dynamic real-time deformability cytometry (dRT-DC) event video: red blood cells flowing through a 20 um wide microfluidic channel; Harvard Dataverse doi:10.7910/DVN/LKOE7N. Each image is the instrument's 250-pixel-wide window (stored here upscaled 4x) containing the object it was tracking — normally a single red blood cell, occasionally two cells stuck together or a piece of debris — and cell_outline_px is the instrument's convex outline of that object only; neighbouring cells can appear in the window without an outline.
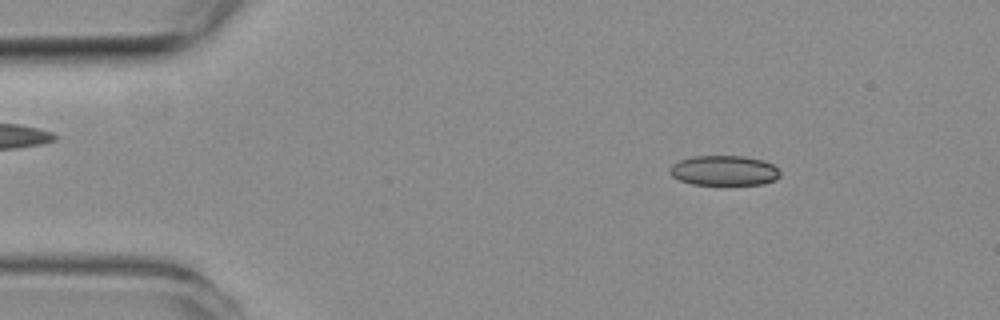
{"species": "common noctule bat (a hibernating species)", "species_latin": "Nyctalus noctula", "temperature_condition": "room temperature", "stored_images_in_passage": 47, "camera_frame_rate_fps": 3000, "um_per_image_px": 0.085, "animal": {"sex": "female", "body_mass_g": 19.3, "forearm_length_mm": 54.1}, "frame": {"image": 1, "passage_image": 3, "time_ms": 0.667, "image_size_px": [1000, 320], "cell_outline_px": [[780, 176], [776, 180], [764, 184], [692, 184], [680, 180], [672, 176], [668, 172], [668, 168], [672, 164], [680, 160], [692, 156], [744, 156], [764, 160], [772, 164], [780, 172]], "centroid_in_image_um": [61.54, 14.49], "position_along_channel_um": 23.5, "area_um2": 19.36}}
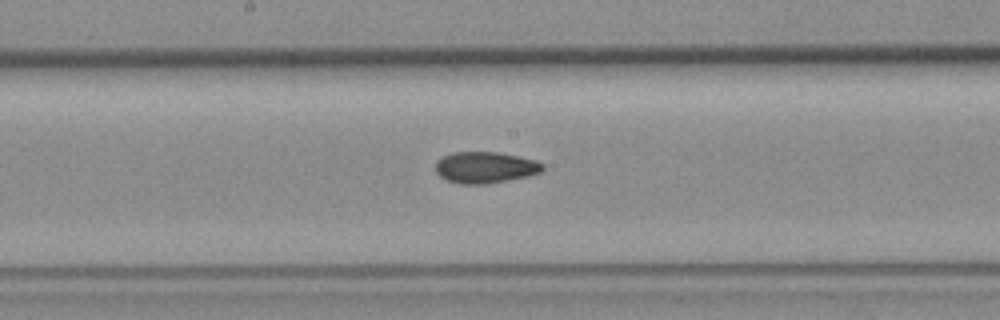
{"frame": {"image": 2, "passage_image": 22, "time_ms": 7.0, "image_size_px": [1000, 320], "cell_outline_px": [[544, 168], [540, 172], [528, 176], [508, 180], [484, 184], [460, 184], [448, 180], [440, 176], [436, 172], [436, 160], [444, 156], [456, 152], [500, 152], [536, 160], [544, 164]], "centroid_in_image_um": [41.26, 14.23], "position_along_channel_um": 206.9, "area_um2": 19.54}}
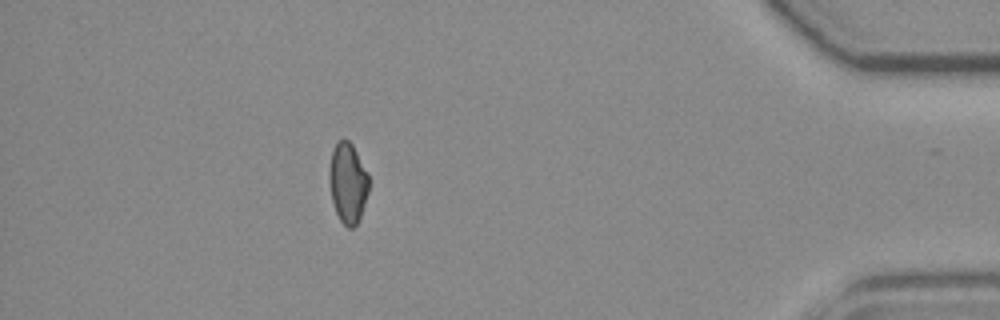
{"frame": {"image": 3, "passage_image": 41, "time_ms": 13.333, "image_size_px": [1000, 320], "cell_outline_px": [[368, 192], [360, 216], [356, 224], [352, 228], [348, 228], [340, 220], [336, 212], [332, 200], [328, 180], [328, 172], [332, 148], [336, 140], [348, 140], [352, 144], [368, 172]], "centroid_in_image_um": [29.54, 15.5], "position_along_channel_um": 405.7, "area_um2": 18.61}, "authors_computed_cell_mechanics": {"area_um2": 19.363, "velocity_mm_per_s": 3.9852, "shape_relaxation_time_tau1_ms": null, "shape_relaxation_time_tau2_ms": 3.8132, "deformation_change_tau1": null, "deformation_change_tau2": 0.0978}}